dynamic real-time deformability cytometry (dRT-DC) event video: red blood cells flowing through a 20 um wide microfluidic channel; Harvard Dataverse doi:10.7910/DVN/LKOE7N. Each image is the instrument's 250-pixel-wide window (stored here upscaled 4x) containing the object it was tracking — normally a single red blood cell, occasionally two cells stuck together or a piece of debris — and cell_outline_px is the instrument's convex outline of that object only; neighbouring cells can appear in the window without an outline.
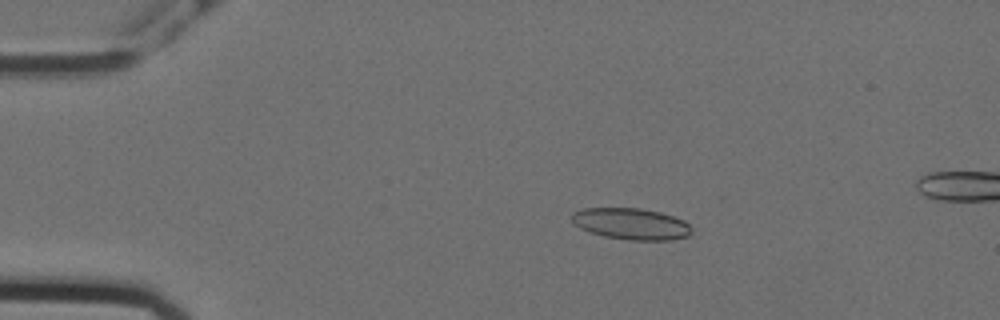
{"species": "Egyptian fruit bat (a non-hibernating species)", "species_latin": "Rousettus aegyptiacus", "temperature_condition": "cold", "stored_images_in_passage": 55, "camera_frame_rate_fps": 3000, "um_per_image_px": 0.085, "animal": {"sex": "female"}, "frame": {"image": 1, "passage_image": 10, "time_ms": 3.0, "image_size_px": [1000, 320], "cell_outline_px": [[692, 232], [688, 236], [672, 240], [628, 240], [604, 236], [588, 232], [580, 228], [572, 220], [572, 212], [584, 208], [640, 208], [660, 212], [684, 220], [692, 228]], "centroid_in_image_um": [53.66, 19.03], "position_along_channel_um": 31.3, "area_um2": 22.02}}
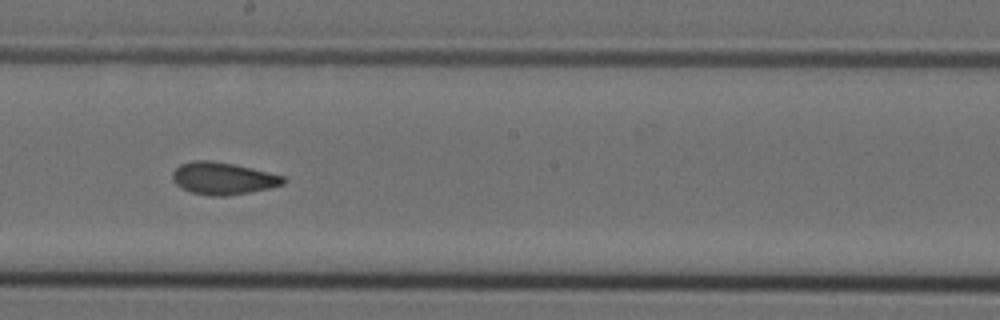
{"frame": {"image": 2, "passage_image": 31, "time_ms": 10.0, "image_size_px": [1000, 320], "cell_outline_px": [[284, 184], [268, 188], [228, 196], [212, 196], [192, 192], [180, 188], [172, 180], [172, 172], [180, 164], [192, 160], [208, 160], [232, 164], [268, 172], [284, 176]], "centroid_in_image_um": [18.9, 15.16], "position_along_channel_um": 229.3, "area_um2": 20.63}}
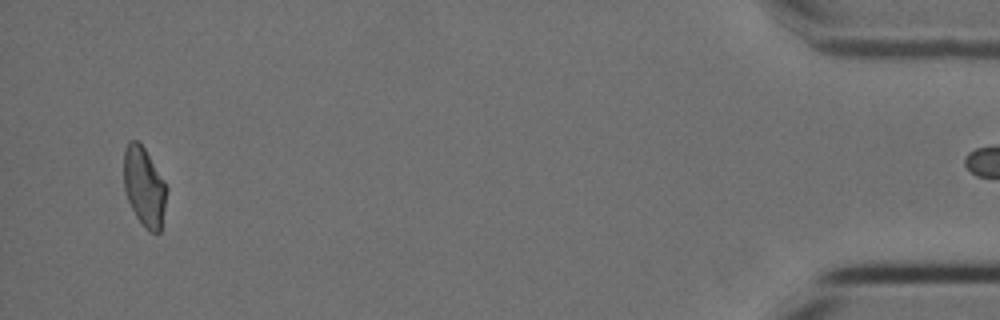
{"frame": {"image": 3, "passage_image": 54, "time_ms": 17.667, "image_size_px": [1000, 320], "cell_outline_px": [[168, 188], [160, 232], [148, 232], [144, 228], [136, 216], [128, 200], [124, 188], [124, 148], [128, 140], [136, 140], [144, 148], [164, 180]], "centroid_in_image_um": [12.26, 15.88], "position_along_channel_um": 422.9, "area_um2": 19.77}}